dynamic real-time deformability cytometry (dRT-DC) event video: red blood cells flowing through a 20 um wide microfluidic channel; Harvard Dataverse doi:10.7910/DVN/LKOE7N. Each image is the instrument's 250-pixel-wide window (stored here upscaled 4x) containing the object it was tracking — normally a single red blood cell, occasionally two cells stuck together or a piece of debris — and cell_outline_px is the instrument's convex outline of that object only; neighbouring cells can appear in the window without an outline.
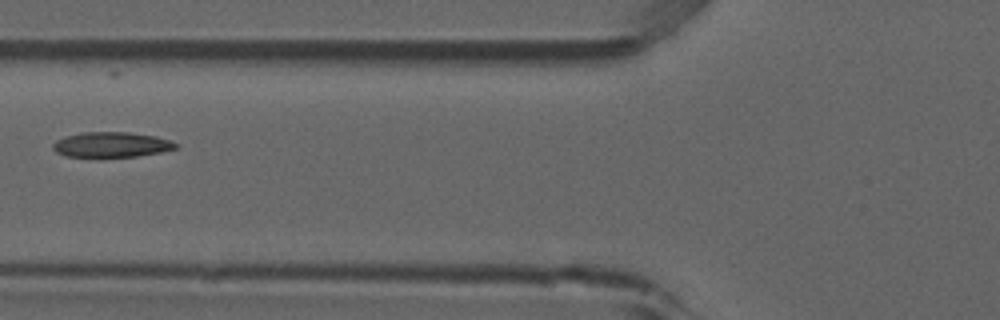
{"species": "common noctule bat (a hibernating species)", "species_latin": "Nyctalus noctula", "temperature_condition": "room temperature", "stored_images_in_passage": 8, "camera_frame_rate_fps": 3000, "um_per_image_px": 0.085, "animal": {"sex": "male", "forearm_length_mm": 52.5}, "frame": {"image": 1, "passage_image": 6, "time_ms": 1.667, "image_size_px": [1000, 320], "cell_outline_px": [[176, 148], [160, 152], [136, 156], [104, 160], [96, 160], [64, 156], [56, 152], [52, 148], [52, 144], [56, 140], [68, 136], [84, 132], [128, 132], [156, 136], [168, 140], [176, 144]], "centroid_in_image_um": [9.38, 12.35], "position_along_channel_um": 116.4, "area_um2": 18.79}}
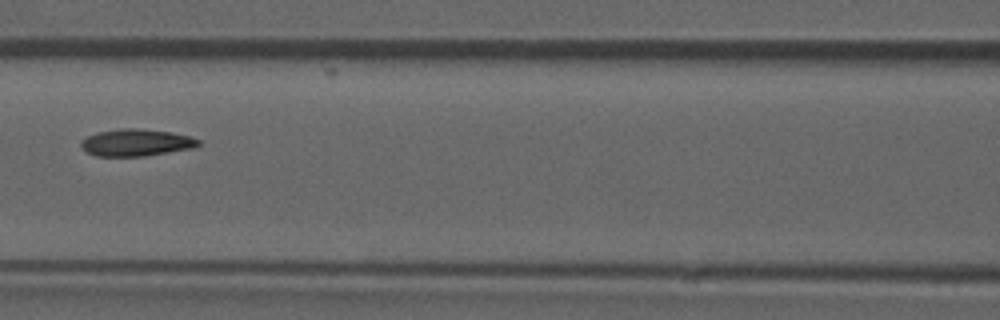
{"frame": {"image": 2, "passage_image": 7, "time_ms": 2.0, "image_size_px": [1000, 320], "cell_outline_px": [[200, 144], [192, 148], [144, 156], [96, 156], [88, 152], [80, 144], [80, 140], [96, 132], [120, 128], [140, 128], [172, 132], [188, 136], [200, 140]], "centroid_in_image_um": [11.56, 12.11], "position_along_channel_um": 155.0, "area_um2": 18.44}}